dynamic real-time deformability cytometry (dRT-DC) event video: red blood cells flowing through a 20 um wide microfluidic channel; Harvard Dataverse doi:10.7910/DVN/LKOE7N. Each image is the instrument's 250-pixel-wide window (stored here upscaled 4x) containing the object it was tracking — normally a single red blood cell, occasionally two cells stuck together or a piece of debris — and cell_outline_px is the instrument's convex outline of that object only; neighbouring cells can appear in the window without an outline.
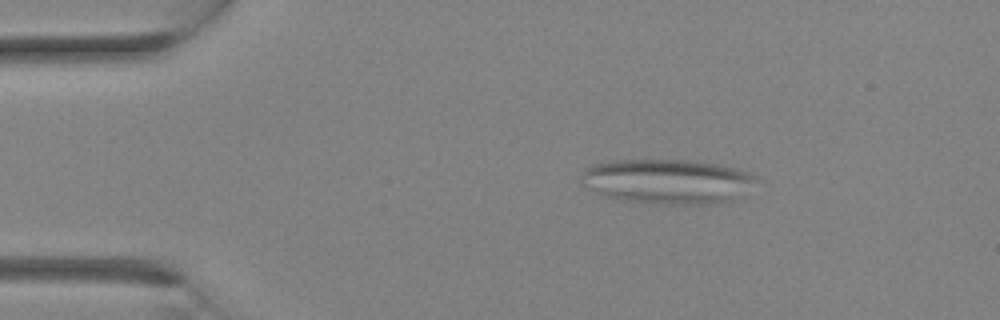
{"species": "Egyptian fruit bat (a non-hibernating species)", "species_latin": "Rousettus aegyptiacus", "temperature_condition": "room temperature", "stored_images_in_passage": 12, "camera_frame_rate_fps": 3000, "um_per_image_px": 0.085, "animal": {"sex": "female"}, "frame": {"image": 1, "passage_image": 3, "time_ms": 0.667, "image_size_px": [1000, 320], "cell_outline_px": [[756, 176], [732, 200], [708, 204], [652, 204], [624, 200], [600, 196], [580, 184], [580, 176], [584, 168], [592, 164], [616, 160], [688, 160], [716, 164], [748, 172]], "centroid_in_image_um": [56.54, 15.42], "position_along_channel_um": 28.5, "area_um2": 45.26}}